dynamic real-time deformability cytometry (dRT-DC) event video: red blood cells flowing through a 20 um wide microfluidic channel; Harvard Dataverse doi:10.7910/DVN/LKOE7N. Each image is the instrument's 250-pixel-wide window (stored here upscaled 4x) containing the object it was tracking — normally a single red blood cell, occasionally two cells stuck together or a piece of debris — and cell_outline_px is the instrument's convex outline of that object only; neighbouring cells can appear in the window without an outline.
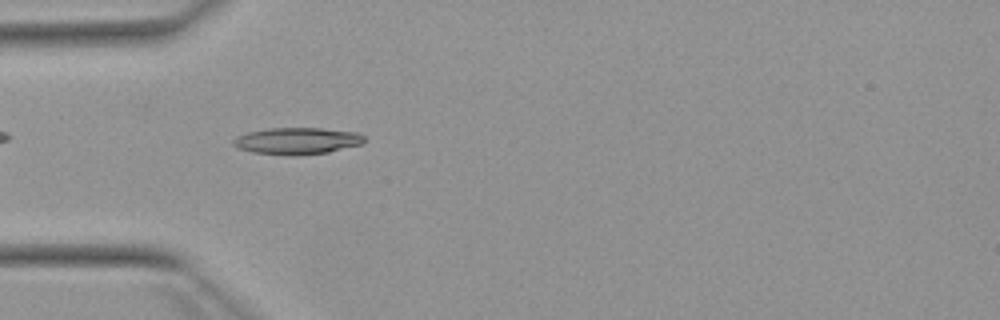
{"species": "Egyptian fruit bat (a non-hibernating species)", "species_latin": "Rousettus aegyptiacus", "temperature_condition": "warm", "stored_images_in_passage": 37, "camera_frame_rate_fps": 3000, "um_per_image_px": 0.085, "animal": {"sex": "female"}, "frame": {"image": 1, "passage_image": 15, "time_ms": 4.667, "image_size_px": [1000, 320], "cell_outline_px": [[364, 144], [328, 152], [300, 156], [292, 156], [252, 152], [236, 148], [232, 144], [232, 140], [236, 136], [248, 132], [268, 128], [320, 128], [356, 132], [364, 136]], "centroid_in_image_um": [25.23, 11.99], "position_along_channel_um": 59.8, "area_um2": 20.69}}
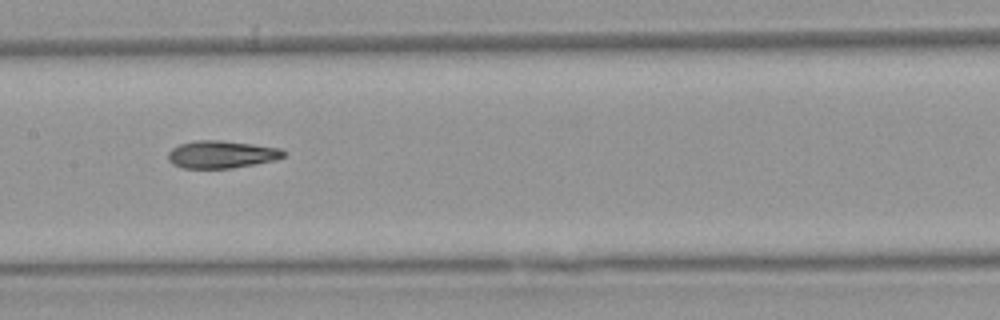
{"frame": {"image": 2, "passage_image": 25, "time_ms": 8.0, "image_size_px": [1000, 320], "cell_outline_px": [[284, 156], [276, 160], [232, 168], [184, 168], [172, 164], [168, 160], [168, 152], [172, 148], [180, 144], [196, 140], [220, 140], [252, 144], [280, 148], [284, 152]], "centroid_in_image_um": [18.8, 13.12], "position_along_channel_um": 188.6, "area_um2": 18.44}}
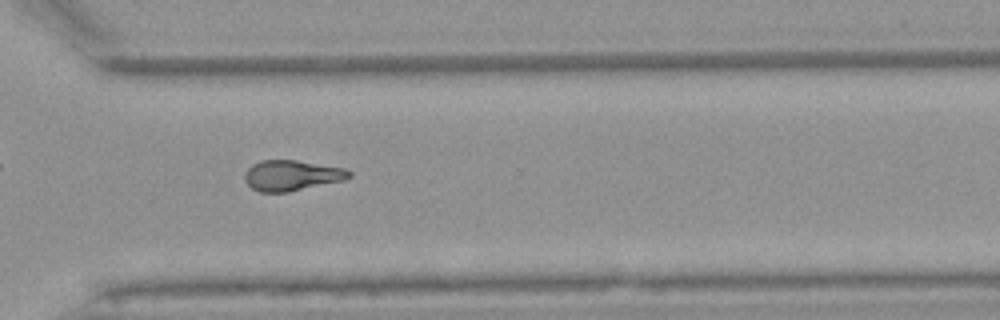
{"frame": {"image": 3, "passage_image": 37, "time_ms": 12.0, "image_size_px": [1000, 320], "cell_outline_px": [[352, 176], [344, 180], [288, 192], [260, 192], [252, 188], [244, 180], [244, 172], [252, 164], [260, 160], [296, 160], [344, 168], [352, 172]], "centroid_in_image_um": [24.78, 14.91], "position_along_channel_um": 345.8, "area_um2": 18.61}}